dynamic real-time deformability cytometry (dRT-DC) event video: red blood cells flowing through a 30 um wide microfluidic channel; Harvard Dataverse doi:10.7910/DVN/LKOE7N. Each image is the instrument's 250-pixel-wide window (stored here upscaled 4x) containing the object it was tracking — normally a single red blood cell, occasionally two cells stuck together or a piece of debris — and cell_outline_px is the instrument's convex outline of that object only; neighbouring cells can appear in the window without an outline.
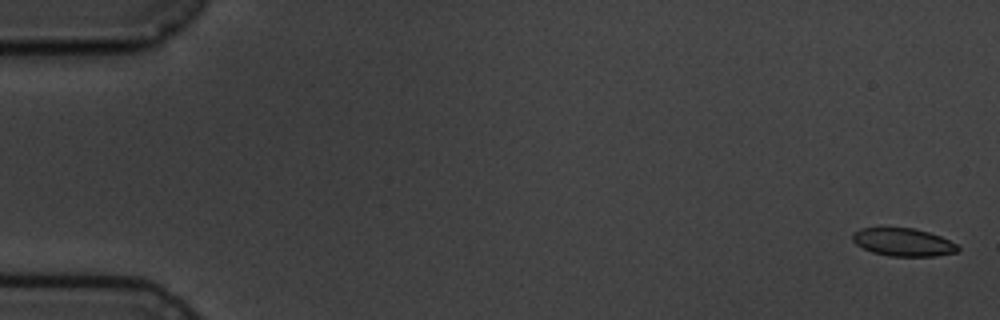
{"species": "common noctule bat (a hibernating species)", "species_latin": "Nyctalus noctula", "temperature_condition": "cold", "stored_images_in_passage": 5, "camera_frame_rate_fps": 3000, "um_per_image_px": 0.085, "animal": {"sex": "male", "body_mass_g": 19.5, "forearm_length_mm": 54.6}, "frame": {"image": 1, "passage_image": 1, "time_ms": 0.0, "image_size_px": [1000, 320], "cell_outline_px": [[960, 248], [956, 252], [936, 256], [888, 256], [872, 252], [856, 244], [852, 240], [852, 232], [860, 228], [912, 228], [928, 232], [940, 236], [956, 244]], "centroid_in_image_um": [76.74, 20.59], "position_along_channel_um": 8.3, "area_um2": 17.05}}
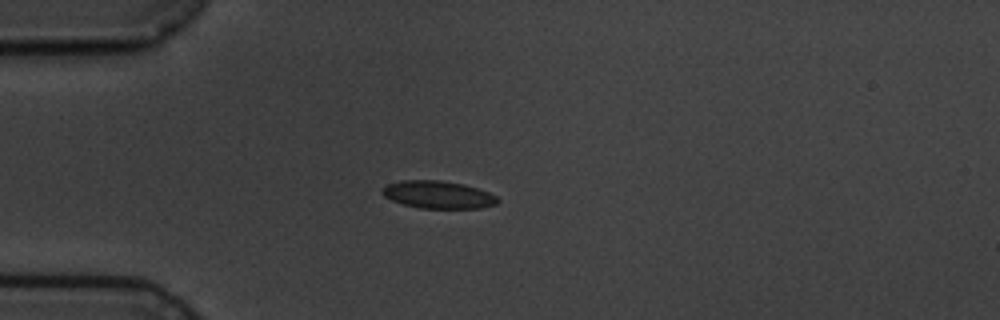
{"frame": {"image": 2, "passage_image": 5, "time_ms": 4.667, "image_size_px": [1000, 320], "cell_outline_px": [[500, 200], [496, 204], [480, 208], [420, 208], [404, 204], [392, 200], [384, 196], [380, 192], [380, 188], [388, 184], [400, 180], [440, 180], [464, 184], [488, 192], [496, 196]], "centroid_in_image_um": [37.21, 16.54], "position_along_channel_um": 47.8, "area_um2": 18.55}}